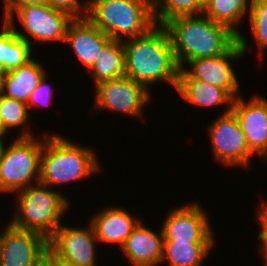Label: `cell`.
Instances as JSON below:
<instances>
[{"instance_id":"cell-24","label":"cell","mask_w":267,"mask_h":266,"mask_svg":"<svg viewBox=\"0 0 267 266\" xmlns=\"http://www.w3.org/2000/svg\"><path fill=\"white\" fill-rule=\"evenodd\" d=\"M203 11L202 0H153V16L156 25L163 26L177 17L201 15Z\"/></svg>"},{"instance_id":"cell-12","label":"cell","mask_w":267,"mask_h":266,"mask_svg":"<svg viewBox=\"0 0 267 266\" xmlns=\"http://www.w3.org/2000/svg\"><path fill=\"white\" fill-rule=\"evenodd\" d=\"M88 224L86 227L62 224L48 240V248L76 266H98L96 250L99 244L92 225Z\"/></svg>"},{"instance_id":"cell-17","label":"cell","mask_w":267,"mask_h":266,"mask_svg":"<svg viewBox=\"0 0 267 266\" xmlns=\"http://www.w3.org/2000/svg\"><path fill=\"white\" fill-rule=\"evenodd\" d=\"M89 221L99 244H116L121 248L141 220L119 205L109 208L103 206Z\"/></svg>"},{"instance_id":"cell-3","label":"cell","mask_w":267,"mask_h":266,"mask_svg":"<svg viewBox=\"0 0 267 266\" xmlns=\"http://www.w3.org/2000/svg\"><path fill=\"white\" fill-rule=\"evenodd\" d=\"M57 134L44 133L39 183L53 188L100 173L101 163L92 148Z\"/></svg>"},{"instance_id":"cell-6","label":"cell","mask_w":267,"mask_h":266,"mask_svg":"<svg viewBox=\"0 0 267 266\" xmlns=\"http://www.w3.org/2000/svg\"><path fill=\"white\" fill-rule=\"evenodd\" d=\"M40 136L16 137L7 144L0 159V193L14 194L39 183L44 145V135Z\"/></svg>"},{"instance_id":"cell-23","label":"cell","mask_w":267,"mask_h":266,"mask_svg":"<svg viewBox=\"0 0 267 266\" xmlns=\"http://www.w3.org/2000/svg\"><path fill=\"white\" fill-rule=\"evenodd\" d=\"M215 244L164 242L162 263L166 262L167 266H202Z\"/></svg>"},{"instance_id":"cell-8","label":"cell","mask_w":267,"mask_h":266,"mask_svg":"<svg viewBox=\"0 0 267 266\" xmlns=\"http://www.w3.org/2000/svg\"><path fill=\"white\" fill-rule=\"evenodd\" d=\"M246 38L245 34H240L238 41L225 54L190 60L182 69L191 78L220 87L235 99L240 96L241 83L232 64L248 52L250 43Z\"/></svg>"},{"instance_id":"cell-9","label":"cell","mask_w":267,"mask_h":266,"mask_svg":"<svg viewBox=\"0 0 267 266\" xmlns=\"http://www.w3.org/2000/svg\"><path fill=\"white\" fill-rule=\"evenodd\" d=\"M210 136L211 149L218 163L229 167H249L250 159L254 154L250 151L245 134L237 117L231 111L218 115L207 128Z\"/></svg>"},{"instance_id":"cell-11","label":"cell","mask_w":267,"mask_h":266,"mask_svg":"<svg viewBox=\"0 0 267 266\" xmlns=\"http://www.w3.org/2000/svg\"><path fill=\"white\" fill-rule=\"evenodd\" d=\"M201 207L193 201L172 208L161 226L164 242L215 243L210 218Z\"/></svg>"},{"instance_id":"cell-4","label":"cell","mask_w":267,"mask_h":266,"mask_svg":"<svg viewBox=\"0 0 267 266\" xmlns=\"http://www.w3.org/2000/svg\"><path fill=\"white\" fill-rule=\"evenodd\" d=\"M9 224L15 228L38 233L47 241L63 224L70 209V200L59 189L37 183L20 190Z\"/></svg>"},{"instance_id":"cell-26","label":"cell","mask_w":267,"mask_h":266,"mask_svg":"<svg viewBox=\"0 0 267 266\" xmlns=\"http://www.w3.org/2000/svg\"><path fill=\"white\" fill-rule=\"evenodd\" d=\"M249 30L255 38L260 58L267 50V0H251L248 13Z\"/></svg>"},{"instance_id":"cell-16","label":"cell","mask_w":267,"mask_h":266,"mask_svg":"<svg viewBox=\"0 0 267 266\" xmlns=\"http://www.w3.org/2000/svg\"><path fill=\"white\" fill-rule=\"evenodd\" d=\"M144 224L139 222L120 250L132 266H158L163 259V232L161 226L157 232Z\"/></svg>"},{"instance_id":"cell-13","label":"cell","mask_w":267,"mask_h":266,"mask_svg":"<svg viewBox=\"0 0 267 266\" xmlns=\"http://www.w3.org/2000/svg\"><path fill=\"white\" fill-rule=\"evenodd\" d=\"M48 241L38 233L9 225L1 240V266H42Z\"/></svg>"},{"instance_id":"cell-33","label":"cell","mask_w":267,"mask_h":266,"mask_svg":"<svg viewBox=\"0 0 267 266\" xmlns=\"http://www.w3.org/2000/svg\"><path fill=\"white\" fill-rule=\"evenodd\" d=\"M4 139H6V138L0 136V159L3 157L5 149L7 147V145L5 144L6 142H4L6 140H4Z\"/></svg>"},{"instance_id":"cell-31","label":"cell","mask_w":267,"mask_h":266,"mask_svg":"<svg viewBox=\"0 0 267 266\" xmlns=\"http://www.w3.org/2000/svg\"><path fill=\"white\" fill-rule=\"evenodd\" d=\"M44 265L45 266H76L69 261H66L58 256H56L49 248L44 256Z\"/></svg>"},{"instance_id":"cell-1","label":"cell","mask_w":267,"mask_h":266,"mask_svg":"<svg viewBox=\"0 0 267 266\" xmlns=\"http://www.w3.org/2000/svg\"><path fill=\"white\" fill-rule=\"evenodd\" d=\"M125 76L143 85L168 82L176 89L179 66L165 28L155 25L146 34L122 41Z\"/></svg>"},{"instance_id":"cell-5","label":"cell","mask_w":267,"mask_h":266,"mask_svg":"<svg viewBox=\"0 0 267 266\" xmlns=\"http://www.w3.org/2000/svg\"><path fill=\"white\" fill-rule=\"evenodd\" d=\"M86 1V17L111 40L139 37L156 25L153 0Z\"/></svg>"},{"instance_id":"cell-28","label":"cell","mask_w":267,"mask_h":266,"mask_svg":"<svg viewBox=\"0 0 267 266\" xmlns=\"http://www.w3.org/2000/svg\"><path fill=\"white\" fill-rule=\"evenodd\" d=\"M263 201V202H262ZM258 205H256L258 208H256V218L258 219L257 223L260 228V231L258 233V239L260 240L259 245H257L259 248V252L261 253V259H263L264 266H267V200L263 199ZM263 257V258H262Z\"/></svg>"},{"instance_id":"cell-25","label":"cell","mask_w":267,"mask_h":266,"mask_svg":"<svg viewBox=\"0 0 267 266\" xmlns=\"http://www.w3.org/2000/svg\"><path fill=\"white\" fill-rule=\"evenodd\" d=\"M30 110L28 109L27 103L15 100L13 98L1 95L0 96V117L2 118L4 127L9 133L12 129L18 128L21 130L16 137H33L35 136L31 131L28 122L30 118ZM27 128V129H26Z\"/></svg>"},{"instance_id":"cell-14","label":"cell","mask_w":267,"mask_h":266,"mask_svg":"<svg viewBox=\"0 0 267 266\" xmlns=\"http://www.w3.org/2000/svg\"><path fill=\"white\" fill-rule=\"evenodd\" d=\"M231 111L238 119L250 151L264 162L267 158V97L256 94L245 100L240 95L233 100Z\"/></svg>"},{"instance_id":"cell-34","label":"cell","mask_w":267,"mask_h":266,"mask_svg":"<svg viewBox=\"0 0 267 266\" xmlns=\"http://www.w3.org/2000/svg\"><path fill=\"white\" fill-rule=\"evenodd\" d=\"M0 136L2 137H6L9 136L8 132L6 131L2 118L0 117Z\"/></svg>"},{"instance_id":"cell-2","label":"cell","mask_w":267,"mask_h":266,"mask_svg":"<svg viewBox=\"0 0 267 266\" xmlns=\"http://www.w3.org/2000/svg\"><path fill=\"white\" fill-rule=\"evenodd\" d=\"M163 27L179 68L193 59L225 54L238 41V36L228 27L212 21L204 14L177 17L166 22Z\"/></svg>"},{"instance_id":"cell-30","label":"cell","mask_w":267,"mask_h":266,"mask_svg":"<svg viewBox=\"0 0 267 266\" xmlns=\"http://www.w3.org/2000/svg\"><path fill=\"white\" fill-rule=\"evenodd\" d=\"M4 23L19 8L25 5H48V0H4Z\"/></svg>"},{"instance_id":"cell-29","label":"cell","mask_w":267,"mask_h":266,"mask_svg":"<svg viewBox=\"0 0 267 266\" xmlns=\"http://www.w3.org/2000/svg\"><path fill=\"white\" fill-rule=\"evenodd\" d=\"M86 3V0H48V6L66 13L73 19L86 17Z\"/></svg>"},{"instance_id":"cell-18","label":"cell","mask_w":267,"mask_h":266,"mask_svg":"<svg viewBox=\"0 0 267 266\" xmlns=\"http://www.w3.org/2000/svg\"><path fill=\"white\" fill-rule=\"evenodd\" d=\"M187 103L199 108L226 106L224 114L231 112L233 98L222 88L191 78L182 68L179 69L176 89Z\"/></svg>"},{"instance_id":"cell-10","label":"cell","mask_w":267,"mask_h":266,"mask_svg":"<svg viewBox=\"0 0 267 266\" xmlns=\"http://www.w3.org/2000/svg\"><path fill=\"white\" fill-rule=\"evenodd\" d=\"M94 91L93 104L96 111H115L140 119L144 116L146 104L152 100L151 92L126 76L102 82L95 86Z\"/></svg>"},{"instance_id":"cell-21","label":"cell","mask_w":267,"mask_h":266,"mask_svg":"<svg viewBox=\"0 0 267 266\" xmlns=\"http://www.w3.org/2000/svg\"><path fill=\"white\" fill-rule=\"evenodd\" d=\"M251 0H207L203 14L212 21L228 27L237 36L242 34L238 24L248 18Z\"/></svg>"},{"instance_id":"cell-19","label":"cell","mask_w":267,"mask_h":266,"mask_svg":"<svg viewBox=\"0 0 267 266\" xmlns=\"http://www.w3.org/2000/svg\"><path fill=\"white\" fill-rule=\"evenodd\" d=\"M45 74L44 67L33 58L24 66L7 71L3 95L27 103Z\"/></svg>"},{"instance_id":"cell-15","label":"cell","mask_w":267,"mask_h":266,"mask_svg":"<svg viewBox=\"0 0 267 266\" xmlns=\"http://www.w3.org/2000/svg\"><path fill=\"white\" fill-rule=\"evenodd\" d=\"M111 38L97 28L87 17L73 19L66 31L65 41L73 49L87 72L94 66L100 52Z\"/></svg>"},{"instance_id":"cell-20","label":"cell","mask_w":267,"mask_h":266,"mask_svg":"<svg viewBox=\"0 0 267 266\" xmlns=\"http://www.w3.org/2000/svg\"><path fill=\"white\" fill-rule=\"evenodd\" d=\"M89 72L93 86L125 76V53L122 41L110 40Z\"/></svg>"},{"instance_id":"cell-7","label":"cell","mask_w":267,"mask_h":266,"mask_svg":"<svg viewBox=\"0 0 267 266\" xmlns=\"http://www.w3.org/2000/svg\"><path fill=\"white\" fill-rule=\"evenodd\" d=\"M15 18L19 20L24 32H21L22 29L20 31L17 29ZM72 20L73 18L66 13L55 10L48 5H25L17 9L6 20V23L19 38L34 48L33 44L35 45V43L31 41L30 36L37 43L50 44L54 42L57 44L58 41L64 42L67 27Z\"/></svg>"},{"instance_id":"cell-27","label":"cell","mask_w":267,"mask_h":266,"mask_svg":"<svg viewBox=\"0 0 267 266\" xmlns=\"http://www.w3.org/2000/svg\"><path fill=\"white\" fill-rule=\"evenodd\" d=\"M48 72L43 76L39 85L31 92L30 98L27 102L28 109H34V107H46L52 104L54 100V88L50 81L48 82ZM49 83V84H48Z\"/></svg>"},{"instance_id":"cell-22","label":"cell","mask_w":267,"mask_h":266,"mask_svg":"<svg viewBox=\"0 0 267 266\" xmlns=\"http://www.w3.org/2000/svg\"><path fill=\"white\" fill-rule=\"evenodd\" d=\"M0 31V68L10 71L27 64L32 60L33 47L22 38L5 22Z\"/></svg>"},{"instance_id":"cell-32","label":"cell","mask_w":267,"mask_h":266,"mask_svg":"<svg viewBox=\"0 0 267 266\" xmlns=\"http://www.w3.org/2000/svg\"><path fill=\"white\" fill-rule=\"evenodd\" d=\"M7 71L0 68V96L3 95Z\"/></svg>"},{"instance_id":"cell-35","label":"cell","mask_w":267,"mask_h":266,"mask_svg":"<svg viewBox=\"0 0 267 266\" xmlns=\"http://www.w3.org/2000/svg\"><path fill=\"white\" fill-rule=\"evenodd\" d=\"M9 222H6V225L5 227L2 228V231H0V247H1V240H2V237H3V233L5 231V229L9 226Z\"/></svg>"}]
</instances>
